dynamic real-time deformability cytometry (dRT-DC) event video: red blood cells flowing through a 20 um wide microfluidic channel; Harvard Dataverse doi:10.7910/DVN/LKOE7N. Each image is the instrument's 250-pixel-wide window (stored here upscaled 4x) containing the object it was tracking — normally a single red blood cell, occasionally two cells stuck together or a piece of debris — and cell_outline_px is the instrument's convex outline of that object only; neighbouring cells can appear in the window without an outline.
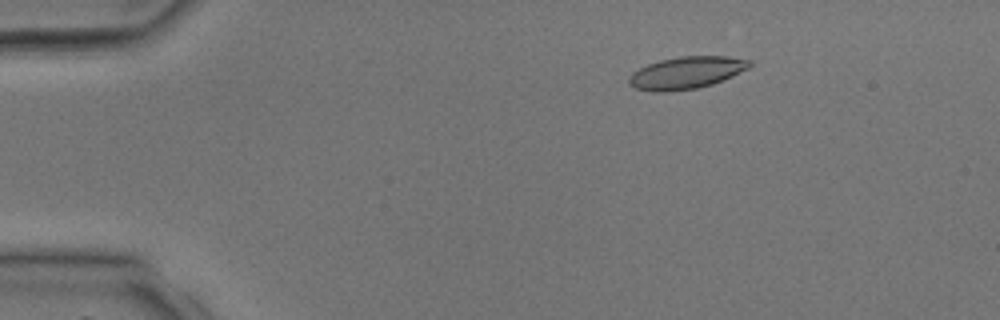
{"species": "common noctule bat (a hibernating species)", "species_latin": "Nyctalus noctula", "temperature_condition": "room temperature", "stored_images_in_passage": 4, "camera_frame_rate_fps": 3000, "um_per_image_px": 0.085, "animal": {"sex": "male", "body_mass_g": 17.9, "forearm_length_mm": 54.2}, "frame": {"image": 1, "passage_image": 2, "time_ms": 2.0, "image_size_px": [1000, 320], "cell_outline_px": [[752, 64], [748, 68], [732, 76], [712, 84], [696, 88], [664, 92], [652, 92], [636, 88], [628, 84], [628, 76], [632, 72], [648, 64], [660, 60], [680, 56], [728, 56], [752, 60]], "centroid_in_image_um": [58.32, 6.18], "position_along_channel_um": 26.7, "area_um2": 22.66}}
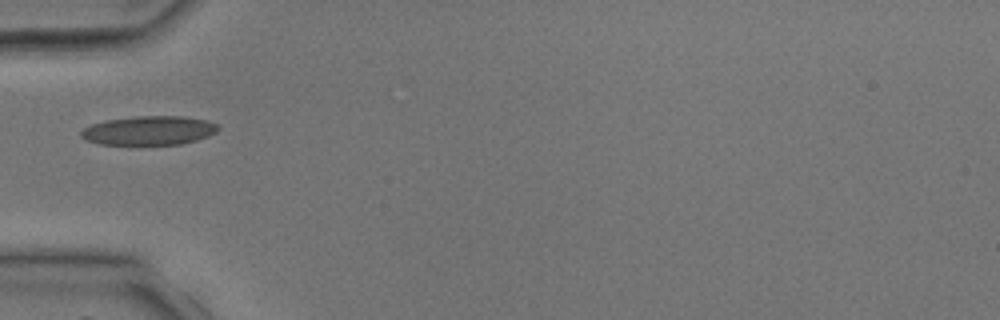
{"frame": {"image": 2, "passage_image": 4, "time_ms": 4.333, "image_size_px": [1000, 320], "cell_outline_px": [[220, 128], [216, 132], [208, 136], [196, 140], [180, 144], [100, 144], [88, 140], [80, 136], [80, 132], [84, 128], [92, 124], [108, 120], [136, 116], [184, 116], [204, 120], [216, 124]], "centroid_in_image_um": [12.68, 11.09], "position_along_channel_um": 72.3, "area_um2": 22.89}}